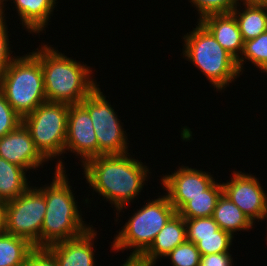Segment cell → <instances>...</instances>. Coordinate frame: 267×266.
I'll use <instances>...</instances> for the list:
<instances>
[{"label": "cell", "mask_w": 267, "mask_h": 266, "mask_svg": "<svg viewBox=\"0 0 267 266\" xmlns=\"http://www.w3.org/2000/svg\"><path fill=\"white\" fill-rule=\"evenodd\" d=\"M130 155H100L81 165L86 183L93 187V193L95 191L103 199L110 201L117 210V217L141 193L145 181H148V176L152 173L141 160L139 162Z\"/></svg>", "instance_id": "6da1fadb"}, {"label": "cell", "mask_w": 267, "mask_h": 266, "mask_svg": "<svg viewBox=\"0 0 267 266\" xmlns=\"http://www.w3.org/2000/svg\"><path fill=\"white\" fill-rule=\"evenodd\" d=\"M60 159L50 185L39 188L44 193L47 210L41 230V248L77 238L92 227L82 219V211L78 210L75 193Z\"/></svg>", "instance_id": "7a4b0ae2"}, {"label": "cell", "mask_w": 267, "mask_h": 266, "mask_svg": "<svg viewBox=\"0 0 267 266\" xmlns=\"http://www.w3.org/2000/svg\"><path fill=\"white\" fill-rule=\"evenodd\" d=\"M32 52L41 62L45 96L49 102L80 104L97 86L92 69L67 57L51 45Z\"/></svg>", "instance_id": "3957f363"}, {"label": "cell", "mask_w": 267, "mask_h": 266, "mask_svg": "<svg viewBox=\"0 0 267 266\" xmlns=\"http://www.w3.org/2000/svg\"><path fill=\"white\" fill-rule=\"evenodd\" d=\"M166 195L152 199L129 217L111 245L114 251H133L121 266H132L152 245L158 232L176 214Z\"/></svg>", "instance_id": "277c9868"}, {"label": "cell", "mask_w": 267, "mask_h": 266, "mask_svg": "<svg viewBox=\"0 0 267 266\" xmlns=\"http://www.w3.org/2000/svg\"><path fill=\"white\" fill-rule=\"evenodd\" d=\"M197 23L193 31L183 36V58L196 66L214 89L222 91L241 75L237 60L199 21Z\"/></svg>", "instance_id": "5b68a950"}, {"label": "cell", "mask_w": 267, "mask_h": 266, "mask_svg": "<svg viewBox=\"0 0 267 266\" xmlns=\"http://www.w3.org/2000/svg\"><path fill=\"white\" fill-rule=\"evenodd\" d=\"M0 92L21 118L46 102L40 60L32 52L17 56L0 77Z\"/></svg>", "instance_id": "8992f818"}, {"label": "cell", "mask_w": 267, "mask_h": 266, "mask_svg": "<svg viewBox=\"0 0 267 266\" xmlns=\"http://www.w3.org/2000/svg\"><path fill=\"white\" fill-rule=\"evenodd\" d=\"M69 105L46 101L22 118L39 152L49 161L65 153Z\"/></svg>", "instance_id": "52a82bcc"}, {"label": "cell", "mask_w": 267, "mask_h": 266, "mask_svg": "<svg viewBox=\"0 0 267 266\" xmlns=\"http://www.w3.org/2000/svg\"><path fill=\"white\" fill-rule=\"evenodd\" d=\"M1 229L27 239L35 248H41V230L46 202L39 187L30 186L15 200L0 206Z\"/></svg>", "instance_id": "ba28073f"}, {"label": "cell", "mask_w": 267, "mask_h": 266, "mask_svg": "<svg viewBox=\"0 0 267 266\" xmlns=\"http://www.w3.org/2000/svg\"><path fill=\"white\" fill-rule=\"evenodd\" d=\"M80 104L89 112L92 120L98 140V156L129 153V141L123 123L101 89L97 86Z\"/></svg>", "instance_id": "9c48e42d"}, {"label": "cell", "mask_w": 267, "mask_h": 266, "mask_svg": "<svg viewBox=\"0 0 267 266\" xmlns=\"http://www.w3.org/2000/svg\"><path fill=\"white\" fill-rule=\"evenodd\" d=\"M231 180L222 183L223 193L237 205L255 224L265 220L267 214V193L258 177L241 171H233Z\"/></svg>", "instance_id": "30bf717a"}, {"label": "cell", "mask_w": 267, "mask_h": 266, "mask_svg": "<svg viewBox=\"0 0 267 266\" xmlns=\"http://www.w3.org/2000/svg\"><path fill=\"white\" fill-rule=\"evenodd\" d=\"M189 166H181L172 174L163 175L161 184L165 195L178 212L193 197L204 195L215 179L211 173Z\"/></svg>", "instance_id": "8fae6325"}, {"label": "cell", "mask_w": 267, "mask_h": 266, "mask_svg": "<svg viewBox=\"0 0 267 266\" xmlns=\"http://www.w3.org/2000/svg\"><path fill=\"white\" fill-rule=\"evenodd\" d=\"M80 156L81 165L98 156V140L89 112L81 105H69L65 153Z\"/></svg>", "instance_id": "7c38bea8"}, {"label": "cell", "mask_w": 267, "mask_h": 266, "mask_svg": "<svg viewBox=\"0 0 267 266\" xmlns=\"http://www.w3.org/2000/svg\"><path fill=\"white\" fill-rule=\"evenodd\" d=\"M0 157L27 171L43 167L48 160L36 148L28 129L21 123L0 138Z\"/></svg>", "instance_id": "4fadbf2b"}, {"label": "cell", "mask_w": 267, "mask_h": 266, "mask_svg": "<svg viewBox=\"0 0 267 266\" xmlns=\"http://www.w3.org/2000/svg\"><path fill=\"white\" fill-rule=\"evenodd\" d=\"M97 231L93 226L81 236L48 246L58 266H95L94 240Z\"/></svg>", "instance_id": "5bb4252c"}, {"label": "cell", "mask_w": 267, "mask_h": 266, "mask_svg": "<svg viewBox=\"0 0 267 266\" xmlns=\"http://www.w3.org/2000/svg\"><path fill=\"white\" fill-rule=\"evenodd\" d=\"M185 241V218L176 213L158 232L149 249L132 266H154L158 258L165 257Z\"/></svg>", "instance_id": "9a60e30c"}, {"label": "cell", "mask_w": 267, "mask_h": 266, "mask_svg": "<svg viewBox=\"0 0 267 266\" xmlns=\"http://www.w3.org/2000/svg\"><path fill=\"white\" fill-rule=\"evenodd\" d=\"M236 60L244 49V41L238 22L232 13L211 14L199 21Z\"/></svg>", "instance_id": "2e32d148"}, {"label": "cell", "mask_w": 267, "mask_h": 266, "mask_svg": "<svg viewBox=\"0 0 267 266\" xmlns=\"http://www.w3.org/2000/svg\"><path fill=\"white\" fill-rule=\"evenodd\" d=\"M17 9L22 25L29 33L46 30L49 17L53 14L57 0H11Z\"/></svg>", "instance_id": "e0dca14e"}, {"label": "cell", "mask_w": 267, "mask_h": 266, "mask_svg": "<svg viewBox=\"0 0 267 266\" xmlns=\"http://www.w3.org/2000/svg\"><path fill=\"white\" fill-rule=\"evenodd\" d=\"M27 170L0 157V206L15 200L30 186Z\"/></svg>", "instance_id": "ac0fdd59"}, {"label": "cell", "mask_w": 267, "mask_h": 266, "mask_svg": "<svg viewBox=\"0 0 267 266\" xmlns=\"http://www.w3.org/2000/svg\"><path fill=\"white\" fill-rule=\"evenodd\" d=\"M212 217L220 229L229 232L233 237L234 232L248 231L255 225L224 193L218 199Z\"/></svg>", "instance_id": "d6986e66"}, {"label": "cell", "mask_w": 267, "mask_h": 266, "mask_svg": "<svg viewBox=\"0 0 267 266\" xmlns=\"http://www.w3.org/2000/svg\"><path fill=\"white\" fill-rule=\"evenodd\" d=\"M243 6L244 10H241V8H238L239 5L237 4L232 14L238 22L243 41H247L267 31V6Z\"/></svg>", "instance_id": "ffe728a7"}, {"label": "cell", "mask_w": 267, "mask_h": 266, "mask_svg": "<svg viewBox=\"0 0 267 266\" xmlns=\"http://www.w3.org/2000/svg\"><path fill=\"white\" fill-rule=\"evenodd\" d=\"M34 249L27 239L0 229V266H24L27 256Z\"/></svg>", "instance_id": "44dd1931"}, {"label": "cell", "mask_w": 267, "mask_h": 266, "mask_svg": "<svg viewBox=\"0 0 267 266\" xmlns=\"http://www.w3.org/2000/svg\"><path fill=\"white\" fill-rule=\"evenodd\" d=\"M222 193V183L215 181L204 195L191 198L177 213L183 218L211 217Z\"/></svg>", "instance_id": "7402d4cb"}, {"label": "cell", "mask_w": 267, "mask_h": 266, "mask_svg": "<svg viewBox=\"0 0 267 266\" xmlns=\"http://www.w3.org/2000/svg\"><path fill=\"white\" fill-rule=\"evenodd\" d=\"M250 61L256 66L261 73H267V31L256 38L244 41V49L242 55L237 60L238 70L242 75L244 71L243 63ZM243 65V66H242Z\"/></svg>", "instance_id": "603a6c76"}, {"label": "cell", "mask_w": 267, "mask_h": 266, "mask_svg": "<svg viewBox=\"0 0 267 266\" xmlns=\"http://www.w3.org/2000/svg\"><path fill=\"white\" fill-rule=\"evenodd\" d=\"M233 236L222 229L218 230V236L196 237V247L200 255L229 252Z\"/></svg>", "instance_id": "cb8c5ba5"}, {"label": "cell", "mask_w": 267, "mask_h": 266, "mask_svg": "<svg viewBox=\"0 0 267 266\" xmlns=\"http://www.w3.org/2000/svg\"><path fill=\"white\" fill-rule=\"evenodd\" d=\"M186 241L196 244V237L218 236L220 227L213 217L185 218Z\"/></svg>", "instance_id": "d4e9b609"}, {"label": "cell", "mask_w": 267, "mask_h": 266, "mask_svg": "<svg viewBox=\"0 0 267 266\" xmlns=\"http://www.w3.org/2000/svg\"><path fill=\"white\" fill-rule=\"evenodd\" d=\"M200 252L193 242L185 241L175 247L164 258H169L173 266H199Z\"/></svg>", "instance_id": "484cf974"}, {"label": "cell", "mask_w": 267, "mask_h": 266, "mask_svg": "<svg viewBox=\"0 0 267 266\" xmlns=\"http://www.w3.org/2000/svg\"><path fill=\"white\" fill-rule=\"evenodd\" d=\"M199 14L200 21L205 16L211 14H229L236 7V0H190Z\"/></svg>", "instance_id": "4316f807"}, {"label": "cell", "mask_w": 267, "mask_h": 266, "mask_svg": "<svg viewBox=\"0 0 267 266\" xmlns=\"http://www.w3.org/2000/svg\"><path fill=\"white\" fill-rule=\"evenodd\" d=\"M22 123V118L0 92V138L16 129Z\"/></svg>", "instance_id": "83f0119b"}, {"label": "cell", "mask_w": 267, "mask_h": 266, "mask_svg": "<svg viewBox=\"0 0 267 266\" xmlns=\"http://www.w3.org/2000/svg\"><path fill=\"white\" fill-rule=\"evenodd\" d=\"M6 19L0 22V77L10 63L16 58V56H11L12 52L9 44V31L6 25Z\"/></svg>", "instance_id": "f1b7e54d"}, {"label": "cell", "mask_w": 267, "mask_h": 266, "mask_svg": "<svg viewBox=\"0 0 267 266\" xmlns=\"http://www.w3.org/2000/svg\"><path fill=\"white\" fill-rule=\"evenodd\" d=\"M24 266H58V263L46 248H35L27 256Z\"/></svg>", "instance_id": "f546056e"}, {"label": "cell", "mask_w": 267, "mask_h": 266, "mask_svg": "<svg viewBox=\"0 0 267 266\" xmlns=\"http://www.w3.org/2000/svg\"><path fill=\"white\" fill-rule=\"evenodd\" d=\"M233 258L230 252L215 253L200 256L199 266H232Z\"/></svg>", "instance_id": "4dcf8cb0"}, {"label": "cell", "mask_w": 267, "mask_h": 266, "mask_svg": "<svg viewBox=\"0 0 267 266\" xmlns=\"http://www.w3.org/2000/svg\"><path fill=\"white\" fill-rule=\"evenodd\" d=\"M239 1L241 2L239 3ZM236 3L239 6L241 5V3L242 5H262V0H236Z\"/></svg>", "instance_id": "1f68e13d"}, {"label": "cell", "mask_w": 267, "mask_h": 266, "mask_svg": "<svg viewBox=\"0 0 267 266\" xmlns=\"http://www.w3.org/2000/svg\"><path fill=\"white\" fill-rule=\"evenodd\" d=\"M5 1H9V0H0V7L3 9V19H5V15L6 14H4V12H5V7L4 6H6V5H4L5 3Z\"/></svg>", "instance_id": "d6a6232c"}, {"label": "cell", "mask_w": 267, "mask_h": 266, "mask_svg": "<svg viewBox=\"0 0 267 266\" xmlns=\"http://www.w3.org/2000/svg\"><path fill=\"white\" fill-rule=\"evenodd\" d=\"M3 20V9L0 7V22Z\"/></svg>", "instance_id": "836d02e7"}, {"label": "cell", "mask_w": 267, "mask_h": 266, "mask_svg": "<svg viewBox=\"0 0 267 266\" xmlns=\"http://www.w3.org/2000/svg\"><path fill=\"white\" fill-rule=\"evenodd\" d=\"M262 6H267V0H262Z\"/></svg>", "instance_id": "e575fe53"}, {"label": "cell", "mask_w": 267, "mask_h": 266, "mask_svg": "<svg viewBox=\"0 0 267 266\" xmlns=\"http://www.w3.org/2000/svg\"><path fill=\"white\" fill-rule=\"evenodd\" d=\"M0 229H1V209H0Z\"/></svg>", "instance_id": "d590c367"}]
</instances>
